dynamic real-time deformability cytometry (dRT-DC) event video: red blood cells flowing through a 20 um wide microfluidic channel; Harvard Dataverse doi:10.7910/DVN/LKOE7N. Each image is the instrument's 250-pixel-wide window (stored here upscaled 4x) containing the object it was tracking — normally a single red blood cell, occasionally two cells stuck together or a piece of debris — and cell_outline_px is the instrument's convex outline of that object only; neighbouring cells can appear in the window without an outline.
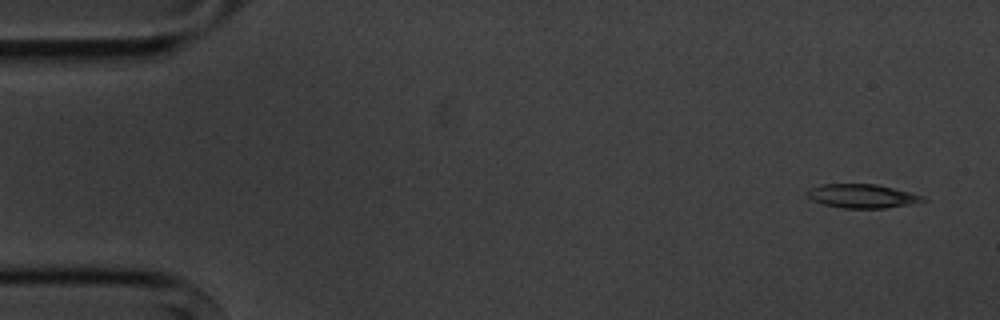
{"species": "common noctule bat (a hibernating species)", "species_latin": "Nyctalus noctula", "temperature_condition": "cold", "stored_images_in_passage": 5, "camera_frame_rate_fps": 3000, "um_per_image_px": 0.085, "animal": {"sex": "male", "body_mass_g": 20.1, "forearm_length_mm": 53.5}, "frame": {"image": 1, "passage_image": 1, "time_ms": 0.0, "image_size_px": [1000, 320], "cell_outline_px": [[928, 200], [912, 204], [884, 208], [840, 208], [824, 204], [812, 200], [808, 196], [808, 188], [820, 184], [876, 184], [924, 196]], "centroid_in_image_um": [73.27, 16.66], "position_along_channel_um": 11.7, "area_um2": 16.01}}
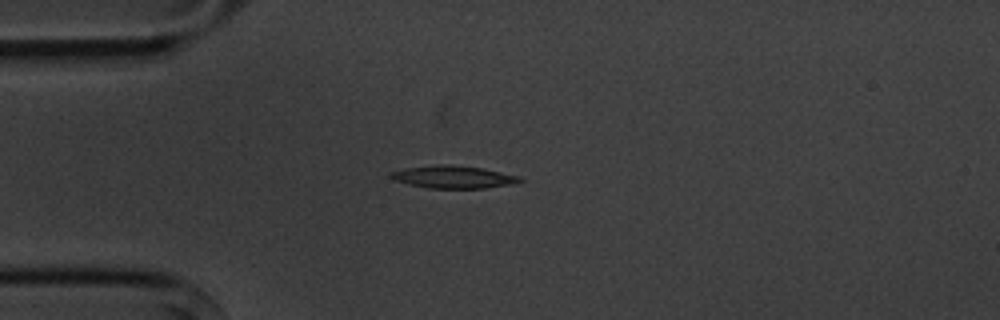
{"frame": {"image": 2, "passage_image": 4, "time_ms": 3.667, "image_size_px": [1000, 320], "cell_outline_px": [[524, 180], [508, 184], [484, 188], [428, 188], [408, 184], [392, 180], [388, 176], [392, 172], [404, 168], [440, 164], [444, 164], [480, 168], [520, 176]], "centroid_in_image_um": [38.46, 15.04], "position_along_channel_um": 46.5, "area_um2": 16.7}}